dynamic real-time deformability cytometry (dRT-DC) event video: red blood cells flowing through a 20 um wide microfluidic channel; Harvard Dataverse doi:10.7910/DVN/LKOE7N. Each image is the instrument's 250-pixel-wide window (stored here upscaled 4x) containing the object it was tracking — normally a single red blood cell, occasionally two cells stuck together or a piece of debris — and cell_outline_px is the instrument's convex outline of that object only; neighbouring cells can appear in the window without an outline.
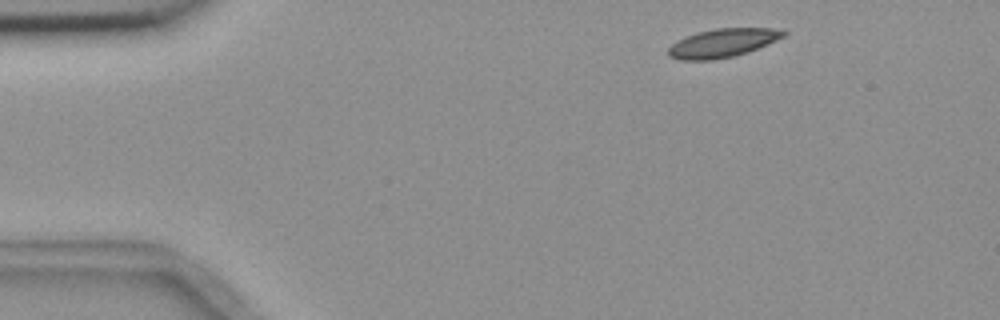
{"species": "common noctule bat (a hibernating species)", "species_latin": "Nyctalus noctula", "temperature_condition": "room temperature", "stored_images_in_passage": 4, "camera_frame_rate_fps": 3000, "um_per_image_px": 0.085, "animal": {"sex": "female", "body_mass_g": 18.4}, "frame": {"image": 1, "passage_image": 1, "time_ms": 0.0, "image_size_px": [1000, 320], "cell_outline_px": [[788, 32], [784, 36], [776, 40], [748, 52], [732, 56], [712, 60], [680, 60], [668, 56], [668, 48], [676, 40], [700, 32], [716, 28], [784, 28]], "centroid_in_image_um": [61.44, 3.65], "position_along_channel_um": 23.6, "area_um2": 19.13}}